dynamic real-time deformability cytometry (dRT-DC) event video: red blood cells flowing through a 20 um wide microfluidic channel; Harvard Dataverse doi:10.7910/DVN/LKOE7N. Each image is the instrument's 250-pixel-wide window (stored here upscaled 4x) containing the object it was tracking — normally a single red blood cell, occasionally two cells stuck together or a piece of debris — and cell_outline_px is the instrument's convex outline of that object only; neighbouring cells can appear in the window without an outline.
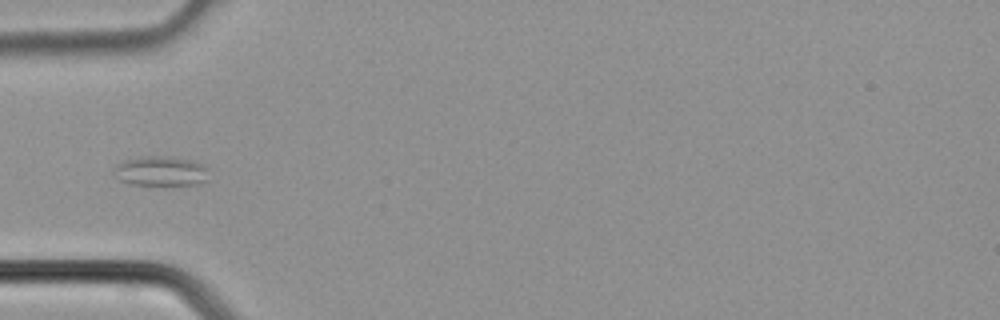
{"species": "common noctule bat (a hibernating species)", "species_latin": "Nyctalus noctula", "temperature_condition": "cold", "stored_images_in_passage": 28, "camera_frame_rate_fps": 3000, "um_per_image_px": 0.085, "animal": {"sex": "male", "body_mass_g": 21.5, "forearm_length_mm": 52.0}, "frame": {"image": 1, "passage_image": 6, "time_ms": 1.667, "image_size_px": [1000, 320], "cell_outline_px": [[208, 180], [200, 184], [168, 188], [132, 184], [120, 180], [112, 172], [112, 168], [116, 164], [124, 160], [144, 156], [172, 156], [192, 160], [204, 164], [208, 168]], "centroid_in_image_um": [13.71, 14.59], "position_along_channel_um": 71.3, "area_um2": 17.63}}
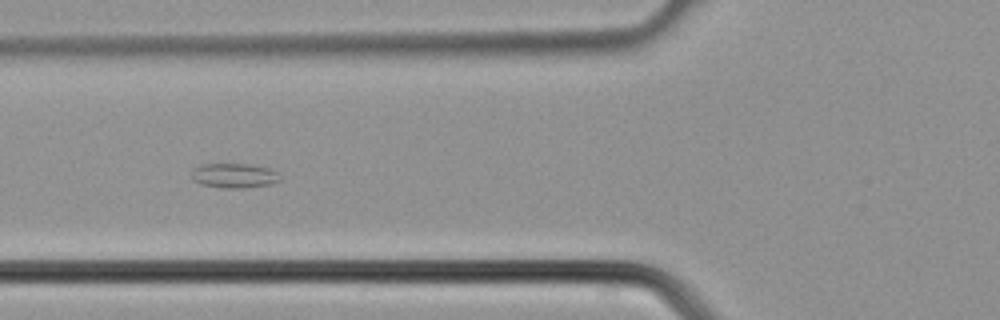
{"frame": {"image": 2, "passage_image": 8, "time_ms": 2.333, "image_size_px": [1000, 320], "cell_outline_px": [[280, 180], [272, 184], [244, 188], [224, 188], [200, 184], [192, 180], [192, 168], [200, 164], [252, 164], [268, 168], [276, 172]], "centroid_in_image_um": [19.86, 14.92], "position_along_channel_um": 105.9, "area_um2": 12.77}}